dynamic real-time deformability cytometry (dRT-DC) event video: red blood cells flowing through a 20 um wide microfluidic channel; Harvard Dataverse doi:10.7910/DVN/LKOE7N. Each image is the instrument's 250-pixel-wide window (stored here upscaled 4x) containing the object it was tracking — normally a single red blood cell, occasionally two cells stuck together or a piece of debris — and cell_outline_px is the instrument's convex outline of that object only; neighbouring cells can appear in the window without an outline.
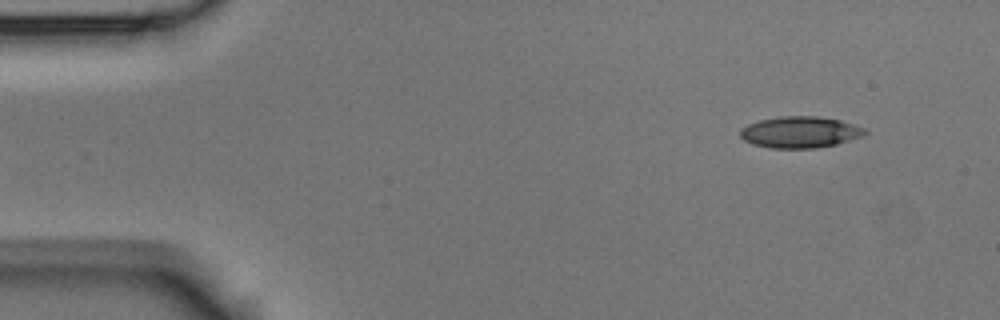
{"species": "Egyptian fruit bat (a non-hibernating species)", "species_latin": "Rousettus aegyptiacus", "temperature_condition": "room temperature", "stored_images_in_passage": 5, "camera_frame_rate_fps": 3000, "um_per_image_px": 0.085, "animal": {"sex": "male"}, "frame": {"image": 1, "passage_image": 5, "time_ms": 1.333, "image_size_px": [1000, 320], "cell_outline_px": [[868, 132], [864, 136], [836, 144], [816, 148], [772, 148], [752, 144], [744, 140], [740, 136], [740, 128], [748, 124], [760, 120], [780, 116], [820, 116], [840, 120], [864, 128]], "centroid_in_image_um": [68.0, 11.23], "position_along_channel_um": 17.0, "area_um2": 22.89}}